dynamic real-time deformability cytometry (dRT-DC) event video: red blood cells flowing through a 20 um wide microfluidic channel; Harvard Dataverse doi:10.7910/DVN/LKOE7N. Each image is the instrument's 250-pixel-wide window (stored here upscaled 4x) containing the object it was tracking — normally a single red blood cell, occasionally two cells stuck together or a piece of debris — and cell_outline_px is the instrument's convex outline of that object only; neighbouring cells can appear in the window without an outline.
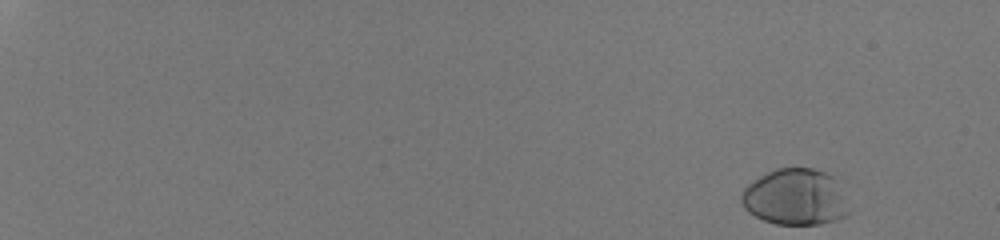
{"species": "human", "species_latin": "Homo sapiens", "temperature_condition": "room temperature", "stored_images_in_passage": 45, "camera_frame_rate_fps": 3000, "um_per_image_px": 0.085, "donor": {"sex": "male"}, "frame": {"image": 1, "passage_image": 1, "time_ms": 0.0, "image_size_px": [1000, 240], "cell_outline_px": [[848, 212], [840, 220], [820, 224], [776, 224], [764, 220], [748, 212], [744, 208], [740, 200], [740, 192], [748, 184], [760, 176], [776, 168], [812, 168], [824, 172], [832, 176]], "centroid_in_image_um": [67.51, 16.77], "position_along_channel_um": 17.5, "area_um2": 34.68}}
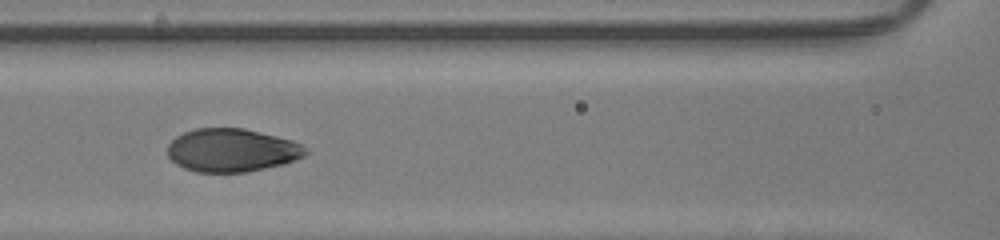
{"frame": {"image": 2, "passage_image": 26, "time_ms": 8.333, "image_size_px": [1000, 240], "cell_outline_px": [[308, 152], [304, 156], [296, 160], [284, 164], [248, 172], [196, 172], [184, 168], [176, 164], [168, 156], [168, 144], [176, 136], [184, 132], [196, 128], [244, 128], [292, 140], [308, 148]], "centroid_in_image_um": [19.72, 12.77], "position_along_channel_um": 146.9, "area_um2": 34.91}}
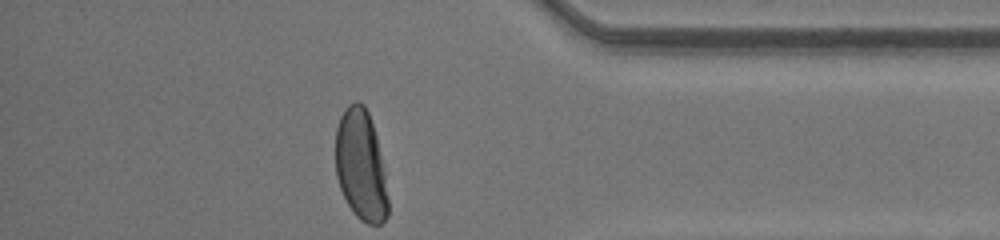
{"frame": {"image": 3, "passage_image": 45, "time_ms": 14.667, "image_size_px": [1000, 240], "cell_outline_px": [[388, 216], [380, 224], [368, 224], [360, 220], [356, 216], [348, 204], [340, 188], [336, 176], [336, 128], [340, 116], [344, 108], [348, 104], [356, 100], [360, 100], [364, 104], [368, 112], [376, 136], [384, 172], [388, 200]], "centroid_in_image_um": [30.66, 14.03], "position_along_channel_um": 404.5, "area_um2": 33.87}, "authors_computed_cell_mechanics": {"area_um2": 35.7204, "velocity_mm_per_s": 4.2545, "shape_relaxation_time_tau1_ms": 3.3506, "shape_relaxation_time_tau2_ms": null, "deformation_change_tau1": 0.1977, "deformation_change_tau2": null}}